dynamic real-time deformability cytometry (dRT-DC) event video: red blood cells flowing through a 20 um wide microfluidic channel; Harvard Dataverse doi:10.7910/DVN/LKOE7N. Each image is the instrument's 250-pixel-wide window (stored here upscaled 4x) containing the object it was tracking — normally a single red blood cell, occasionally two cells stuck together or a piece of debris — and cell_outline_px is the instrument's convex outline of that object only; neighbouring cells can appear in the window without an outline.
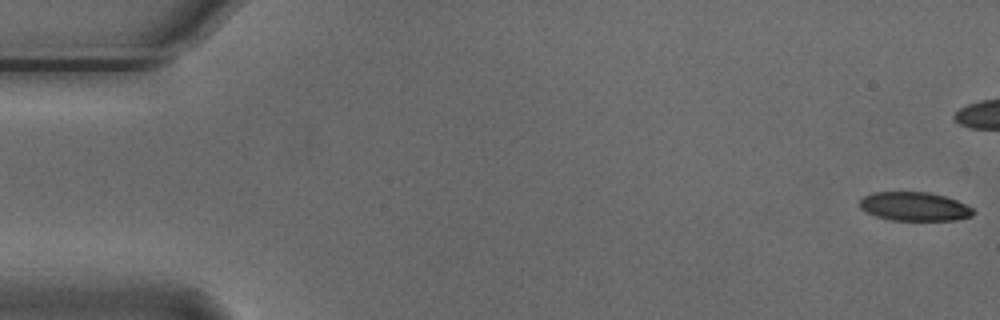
{"species": "Egyptian fruit bat (a non-hibernating species)", "species_latin": "Rousettus aegyptiacus", "temperature_condition": "cold", "stored_images_in_passage": 43, "camera_frame_rate_fps": 3000, "um_per_image_px": 0.085, "animal": {"sex": "male"}, "frame": {"image": 1, "passage_image": 1, "time_ms": 0.0, "image_size_px": [1000, 320], "cell_outline_px": [[976, 212], [972, 216], [956, 220], [892, 220], [876, 216], [860, 208], [860, 200], [864, 196], [872, 192], [928, 192], [944, 196], [956, 200], [972, 208]], "centroid_in_image_um": [77.74, 17.55], "position_along_channel_um": 7.3, "area_um2": 18.96}}
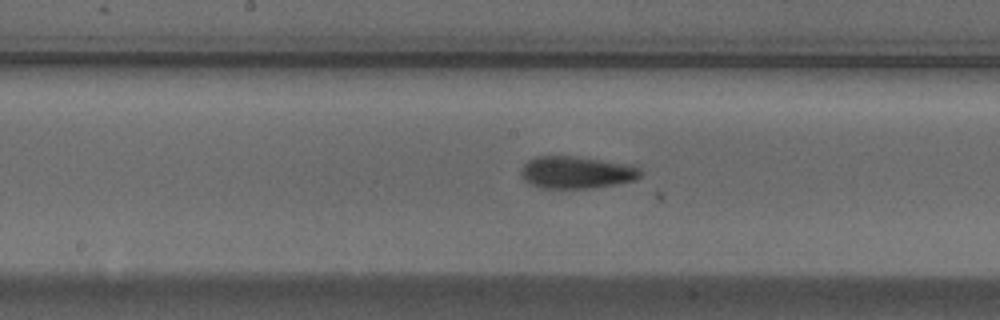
{"frame": {"image": 2, "passage_image": 28, "time_ms": 9.0, "image_size_px": [1000, 320], "cell_outline_px": [[640, 176], [636, 180], [616, 184], [588, 188], [544, 188], [532, 184], [524, 180], [520, 176], [520, 172], [524, 164], [528, 160], [536, 156], [576, 156], [632, 164], [640, 168]], "centroid_in_image_um": [49.01, 14.64], "position_along_channel_um": 199.2, "area_um2": 22.54}}
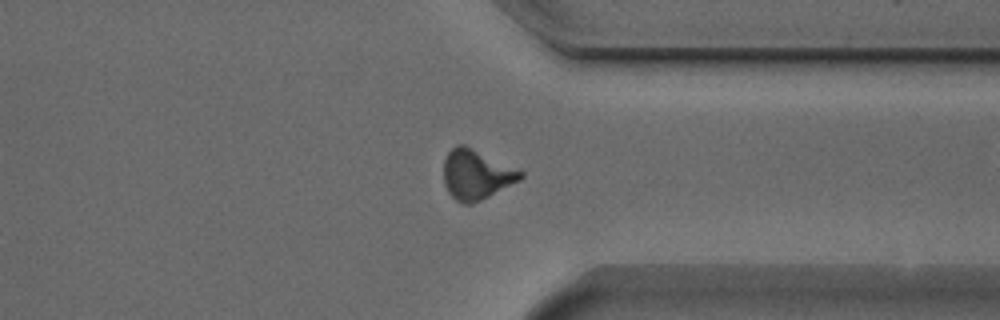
{"frame": {"image": 3, "passage_image": 42, "time_ms": 13.667, "image_size_px": [1000, 320], "cell_outline_px": [[524, 176], [520, 180], [472, 204], [464, 204], [456, 200], [448, 192], [444, 184], [444, 160], [448, 152], [456, 144], [464, 144], [524, 172]], "centroid_in_image_um": [40.46, 14.83], "position_along_channel_um": 370.9, "area_um2": 22.08}}